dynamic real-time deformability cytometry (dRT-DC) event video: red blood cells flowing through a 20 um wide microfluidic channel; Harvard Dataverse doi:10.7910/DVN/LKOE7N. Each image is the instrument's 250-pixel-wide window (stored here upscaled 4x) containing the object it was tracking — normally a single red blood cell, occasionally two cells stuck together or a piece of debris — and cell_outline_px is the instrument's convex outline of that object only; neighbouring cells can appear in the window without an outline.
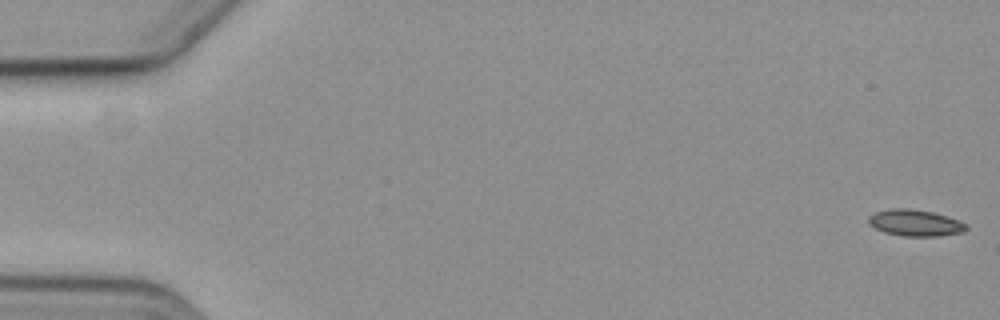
{"species": "common noctule bat (a hibernating species)", "species_latin": "Nyctalus noctula", "temperature_condition": "cold", "stored_images_in_passage": 6, "camera_frame_rate_fps": 3000, "um_per_image_px": 0.085, "animal": {"sex": "female", "body_mass_g": 19.3, "forearm_length_mm": 54.1}, "frame": {"image": 1, "passage_image": 1, "time_ms": 0.0, "image_size_px": [1000, 320], "cell_outline_px": [[968, 228], [964, 232], [940, 236], [904, 236], [884, 232], [868, 224], [868, 216], [876, 212], [892, 208], [908, 208], [932, 212], [968, 224]], "centroid_in_image_um": [77.78, 18.95], "position_along_channel_um": 7.2, "area_um2": 14.97}}